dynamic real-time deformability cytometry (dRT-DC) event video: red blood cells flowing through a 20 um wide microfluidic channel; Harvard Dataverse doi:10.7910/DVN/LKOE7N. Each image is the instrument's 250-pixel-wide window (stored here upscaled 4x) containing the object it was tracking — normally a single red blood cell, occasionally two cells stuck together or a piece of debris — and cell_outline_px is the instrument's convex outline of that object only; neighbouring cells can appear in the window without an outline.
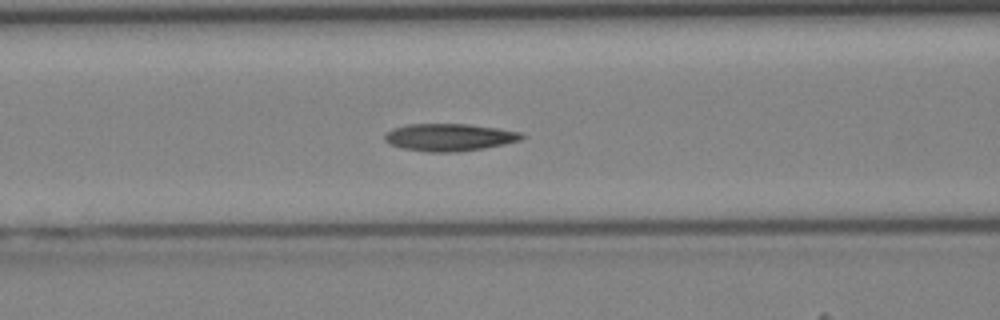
{"species": "Egyptian fruit bat (a non-hibernating species)", "species_latin": "Rousettus aegyptiacus", "temperature_condition": "cold", "stored_images_in_passage": 34, "camera_frame_rate_fps": 3000, "um_per_image_px": 0.085, "animal": {"sex": "female"}, "frame": {"image": 1, "passage_image": 13, "time_ms": 4.0, "image_size_px": [1000, 320], "cell_outline_px": [[524, 136], [520, 140], [504, 144], [484, 148], [456, 152], [428, 152], [404, 148], [388, 144], [384, 140], [384, 136], [392, 128], [408, 124], [468, 124], [496, 128], [520, 132]], "centroid_in_image_um": [38.16, 11.67], "position_along_channel_um": 128.4, "area_um2": 21.73}}
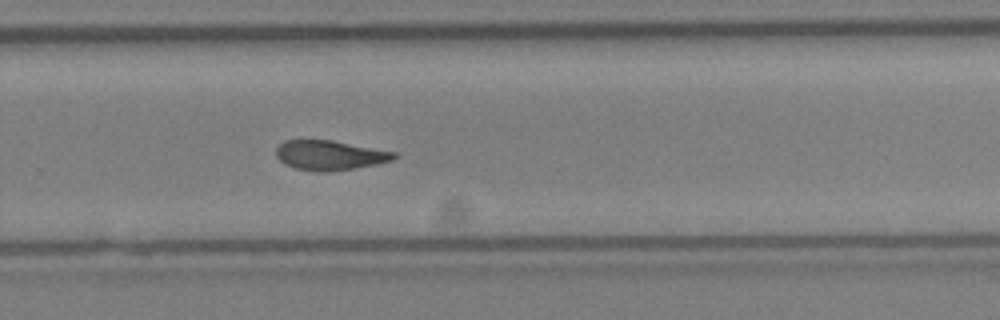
{"frame": {"image": 2, "passage_image": 24, "time_ms": 7.667, "image_size_px": [1000, 320], "cell_outline_px": [[396, 156], [392, 160], [376, 164], [356, 168], [328, 172], [316, 172], [296, 168], [284, 164], [276, 156], [276, 148], [284, 140], [332, 140], [396, 152]], "centroid_in_image_um": [28.01, 13.2], "position_along_channel_um": 301.8, "area_um2": 20.4}}
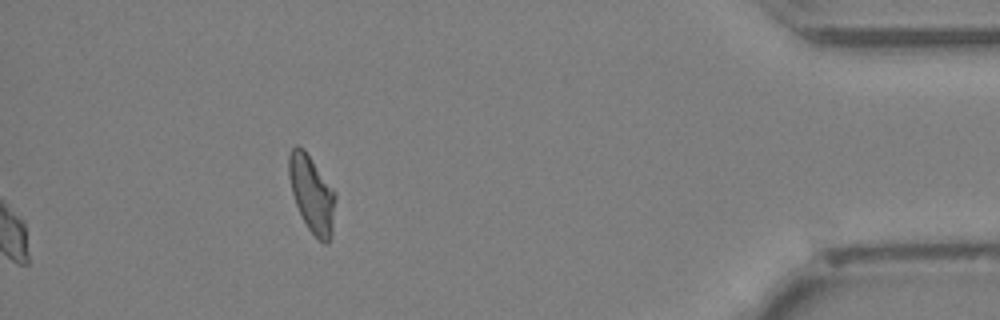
{"frame": {"image": 3, "passage_image": 34, "time_ms": 11.0, "image_size_px": [1000, 320], "cell_outline_px": [[336, 196], [332, 236], [328, 244], [324, 244], [308, 228], [296, 204], [292, 192], [288, 176], [288, 156], [292, 148], [296, 144], [304, 148], [336, 192]], "centroid_in_image_um": [26.52, 16.46], "position_along_channel_um": 408.7, "area_um2": 20.92}}